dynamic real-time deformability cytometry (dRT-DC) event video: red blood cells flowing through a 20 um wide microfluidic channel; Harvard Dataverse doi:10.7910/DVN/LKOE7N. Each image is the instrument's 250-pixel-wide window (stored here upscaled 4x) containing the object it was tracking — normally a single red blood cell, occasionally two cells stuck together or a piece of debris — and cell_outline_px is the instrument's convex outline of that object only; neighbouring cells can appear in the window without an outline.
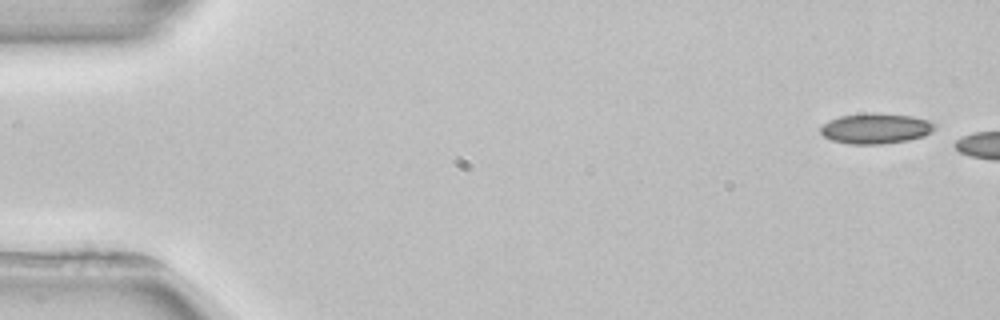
{"species": "common noctule bat (a hibernating species)", "species_latin": "Nyctalus noctula", "temperature_condition": "room temperature", "stored_images_in_passage": 2, "camera_frame_rate_fps": 3000, "um_per_image_px": 0.085, "animal": {"sex": "female", "body_mass_g": 22.7, "forearm_length_mm": 54.2}, "frame": {"image": 1, "passage_image": 1, "time_ms": 0.0, "image_size_px": [1000, 320], "cell_outline_px": [[936, 128], [924, 136], [908, 140], [884, 144], [848, 144], [832, 140], [824, 136], [820, 132], [820, 128], [828, 120], [840, 116], [872, 112], [876, 112], [912, 116], [928, 120], [936, 124]], "centroid_in_image_um": [74.44, 10.91], "position_along_channel_um": 10.6, "area_um2": 20.4}}